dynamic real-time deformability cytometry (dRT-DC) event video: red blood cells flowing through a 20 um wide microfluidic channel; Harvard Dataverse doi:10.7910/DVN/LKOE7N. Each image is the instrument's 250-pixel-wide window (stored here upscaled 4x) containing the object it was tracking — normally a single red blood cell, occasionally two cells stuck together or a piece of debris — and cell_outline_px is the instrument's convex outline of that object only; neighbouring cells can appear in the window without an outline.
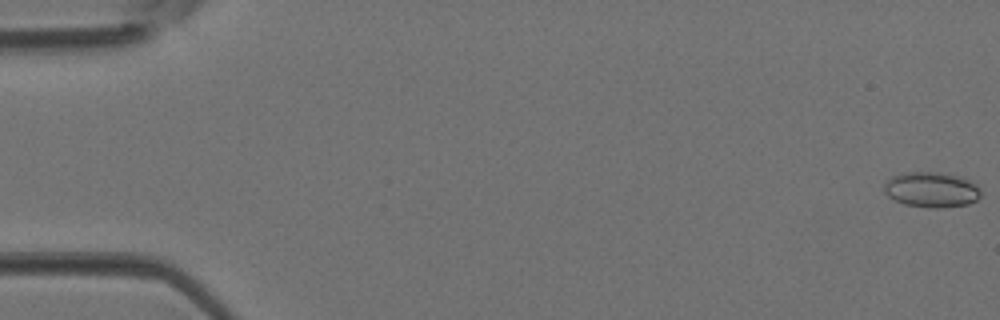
{"species": "Egyptian fruit bat (a non-hibernating species)", "species_latin": "Rousettus aegyptiacus", "temperature_condition": "room temperature", "stored_images_in_passage": 4, "camera_frame_rate_fps": 3000, "um_per_image_px": 0.085, "animal": {"sex": "female"}, "frame": {"image": 1, "passage_image": 1, "time_ms": 0.0, "image_size_px": [1000, 320], "cell_outline_px": [[980, 196], [976, 200], [968, 204], [944, 208], [928, 208], [904, 204], [888, 196], [884, 192], [884, 184], [892, 176], [904, 172], [936, 172], [956, 176], [968, 180], [980, 188]], "centroid_in_image_um": [79.15, 16.13], "position_along_channel_um": 5.8, "area_um2": 19.83}}
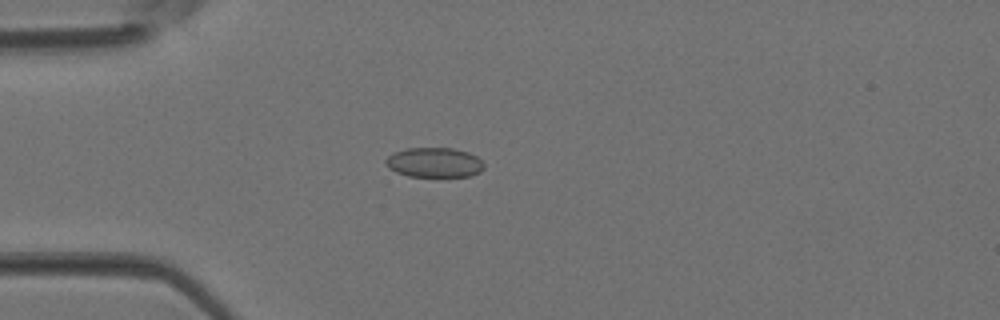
{"frame": {"image": 2, "passage_image": 4, "time_ms": 1.0, "image_size_px": [1000, 320], "cell_outline_px": [[484, 168], [480, 172], [472, 176], [408, 176], [396, 172], [388, 168], [384, 164], [384, 160], [392, 152], [408, 148], [452, 148], [468, 152], [476, 156], [484, 164]], "centroid_in_image_um": [36.89, 13.81], "position_along_channel_um": 48.1, "area_um2": 17.17}}